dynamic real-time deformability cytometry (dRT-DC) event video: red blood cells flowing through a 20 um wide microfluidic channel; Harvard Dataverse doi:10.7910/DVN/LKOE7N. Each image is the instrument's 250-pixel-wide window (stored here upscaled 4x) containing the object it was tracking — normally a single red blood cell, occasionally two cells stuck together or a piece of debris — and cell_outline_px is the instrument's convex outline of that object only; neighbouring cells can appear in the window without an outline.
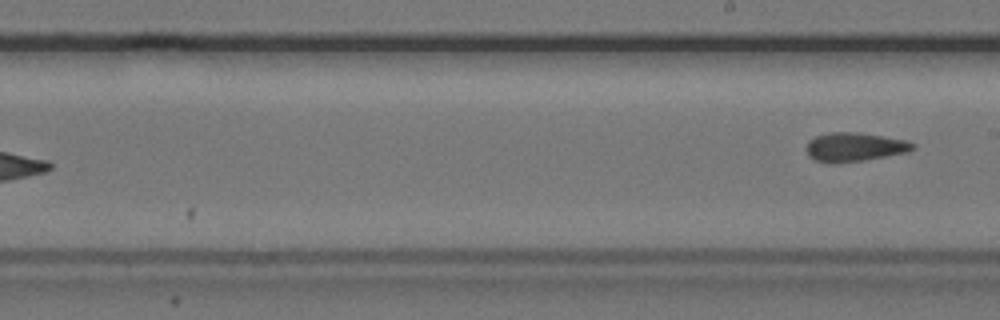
{"species": "common noctule bat (a hibernating species)", "species_latin": "Nyctalus noctula", "temperature_condition": "cold", "stored_images_in_passage": 36, "segment_of_instrument_passage": [2, 2], "camera_frame_rate_fps": 3000, "um_per_image_px": 0.085, "animal": {"sex": "female", "body_mass_g": 24.6, "forearm_length_mm": 56.2}, "frame": {"image": 1, "passage_image": 36, "time_ms": 11.667, "image_size_px": [1000, 320], "cell_outline_px": [[916, 148], [908, 152], [864, 160], [836, 164], [832, 164], [816, 160], [808, 156], [808, 140], [816, 136], [828, 132], [856, 132], [884, 136], [904, 140], [916, 144]], "centroid_in_image_um": [72.65, 12.5], "position_along_channel_um": 216.4, "area_um2": 17.98}}